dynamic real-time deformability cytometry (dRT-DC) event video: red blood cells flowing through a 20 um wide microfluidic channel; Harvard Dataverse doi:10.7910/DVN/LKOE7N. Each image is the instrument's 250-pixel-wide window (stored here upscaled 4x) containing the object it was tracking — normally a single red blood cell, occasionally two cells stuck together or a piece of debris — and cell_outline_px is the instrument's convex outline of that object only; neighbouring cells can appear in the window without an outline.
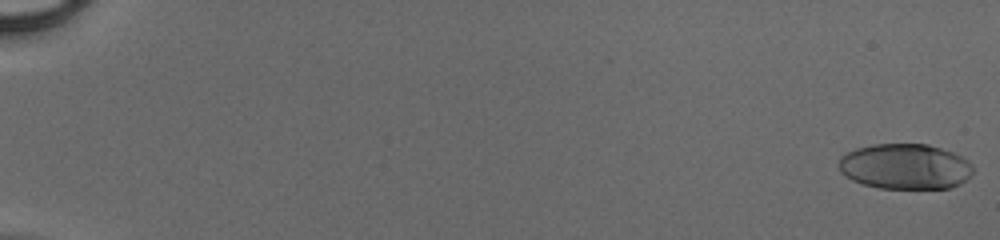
{"species": "human", "species_latin": "Homo sapiens", "temperature_condition": "cold", "stored_images_in_passage": 50, "camera_frame_rate_fps": 3000, "um_per_image_px": 0.085, "donor": {"sex": "male"}, "frame": {"image": 1, "passage_image": 1, "time_ms": 0.0, "image_size_px": [1000, 240], "cell_outline_px": [[972, 172], [960, 184], [948, 188], [880, 188], [864, 184], [852, 180], [840, 172], [840, 156], [856, 148], [872, 144], [928, 144], [952, 152], [968, 160], [972, 164]], "centroid_in_image_um": [76.92, 14.14], "position_along_channel_um": 8.1, "area_um2": 35.37}}
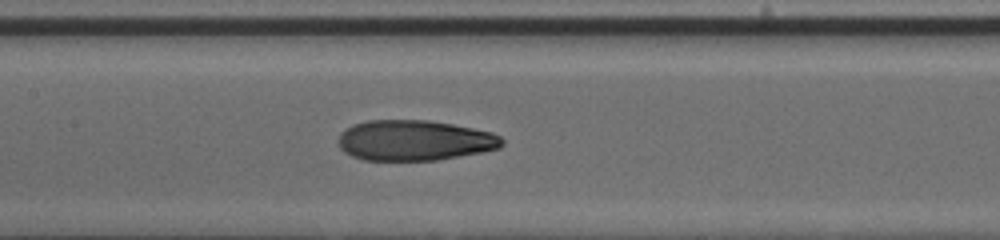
{"frame": {"image": 2, "passage_image": 27, "time_ms": 8.667, "image_size_px": [1000, 240], "cell_outline_px": [[504, 144], [500, 148], [484, 152], [436, 160], [364, 160], [352, 156], [344, 152], [340, 148], [340, 132], [344, 128], [352, 124], [368, 120], [428, 120], [452, 124], [492, 132], [500, 136], [504, 140]], "centroid_in_image_um": [35.24, 11.93], "position_along_channel_um": 172.2, "area_um2": 38.78}}
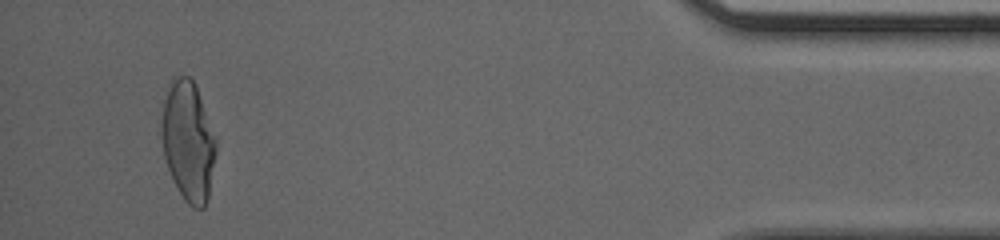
{"frame": {"image": 3, "passage_image": 48, "time_ms": 15.667, "image_size_px": [1000, 240], "cell_outline_px": [[216, 152], [208, 200], [204, 208], [192, 208], [184, 200], [172, 180], [164, 156], [160, 136], [160, 124], [164, 100], [172, 80], [176, 76], [188, 76], [196, 84], [216, 136]], "centroid_in_image_um": [15.99, 12.02], "position_along_channel_um": 419.2, "area_um2": 38.49}}